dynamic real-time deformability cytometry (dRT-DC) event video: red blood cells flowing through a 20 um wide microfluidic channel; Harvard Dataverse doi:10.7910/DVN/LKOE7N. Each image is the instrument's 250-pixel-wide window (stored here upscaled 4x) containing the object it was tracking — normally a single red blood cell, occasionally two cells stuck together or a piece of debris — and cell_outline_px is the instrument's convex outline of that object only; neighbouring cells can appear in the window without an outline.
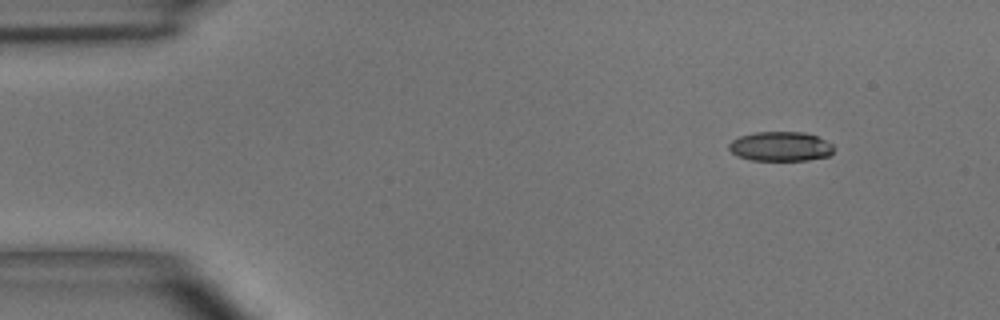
{"species": "common noctule bat (a hibernating species)", "species_latin": "Nyctalus noctula", "temperature_condition": "room temperature", "stored_images_in_passage": 6, "camera_frame_rate_fps": 3000, "um_per_image_px": 0.085, "animal": {"sex": "male", "body_mass_g": 15.6}, "frame": {"image": 1, "passage_image": 1, "time_ms": 0.0, "image_size_px": [1000, 320], "cell_outline_px": [[832, 152], [828, 156], [808, 160], [752, 160], [736, 156], [728, 148], [728, 144], [732, 140], [740, 136], [756, 132], [804, 132], [816, 136], [832, 144]], "centroid_in_image_um": [66.31, 12.45], "position_along_channel_um": 18.7, "area_um2": 17.92}}
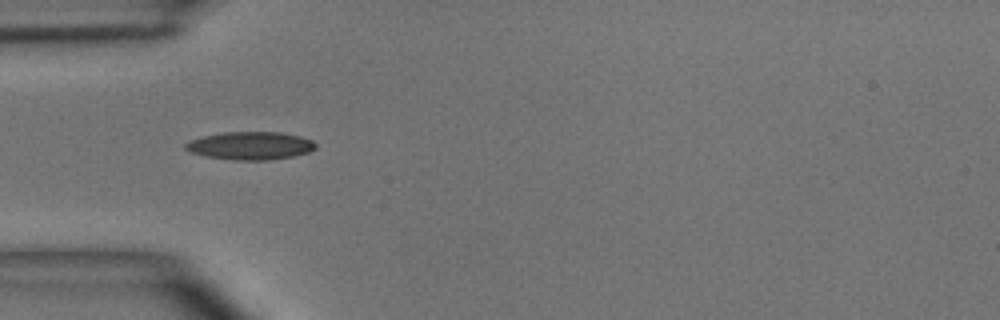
{"frame": {"image": 2, "passage_image": 3, "time_ms": 3.333, "image_size_px": [1000, 320], "cell_outline_px": [[316, 148], [308, 152], [292, 156], [268, 160], [236, 160], [208, 156], [192, 152], [184, 148], [184, 144], [188, 140], [200, 136], [224, 132], [280, 132], [300, 136], [312, 140], [316, 144]], "centroid_in_image_um": [21.26, 12.37], "position_along_channel_um": 63.7, "area_um2": 21.15}}
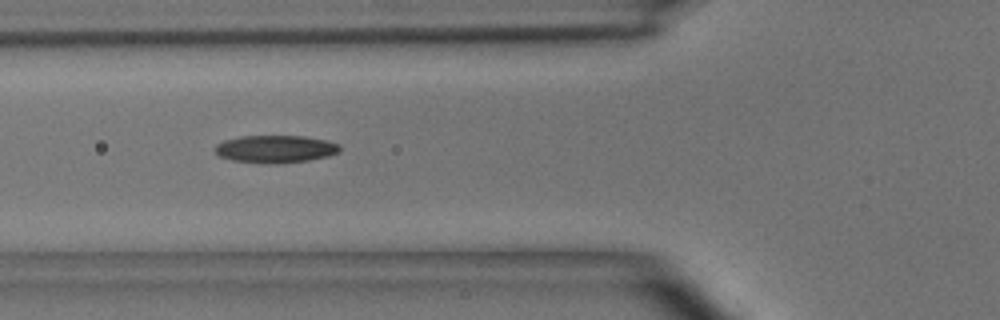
{"frame": {"image": 3, "passage_image": 4, "time_ms": 4.333, "image_size_px": [1000, 320], "cell_outline_px": [[340, 152], [328, 156], [308, 160], [280, 164], [268, 164], [232, 160], [220, 156], [216, 152], [216, 144], [224, 140], [240, 136], [304, 136], [328, 140], [340, 144]], "centroid_in_image_um": [23.45, 12.66], "position_along_channel_um": 102.4, "area_um2": 20.17}}